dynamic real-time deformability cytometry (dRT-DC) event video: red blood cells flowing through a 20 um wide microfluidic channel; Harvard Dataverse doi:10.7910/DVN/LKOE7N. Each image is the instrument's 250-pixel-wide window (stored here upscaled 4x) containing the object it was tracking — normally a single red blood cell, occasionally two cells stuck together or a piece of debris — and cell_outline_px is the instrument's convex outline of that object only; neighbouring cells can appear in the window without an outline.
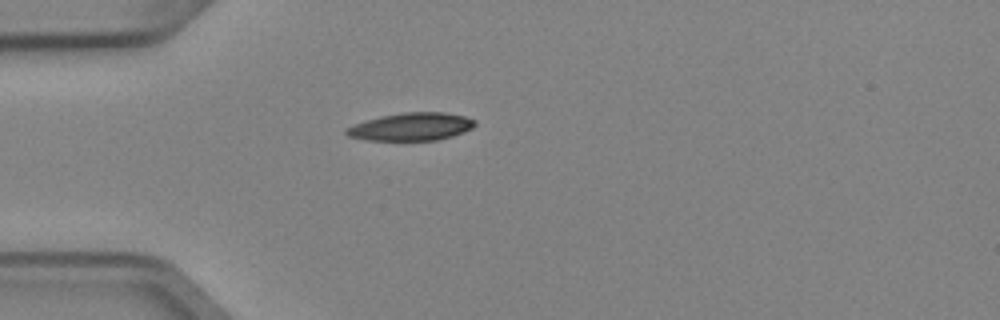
{"species": "Egyptian fruit bat (a non-hibernating species)", "species_latin": "Rousettus aegyptiacus", "temperature_condition": "cold", "stored_images_in_passage": 5, "camera_frame_rate_fps": 3000, "um_per_image_px": 0.085, "animal": {"sex": "female"}, "frame": {"image": 1, "passage_image": 5, "time_ms": 1.333, "image_size_px": [1000, 320], "cell_outline_px": [[476, 124], [472, 128], [464, 132], [452, 136], [436, 140], [368, 140], [348, 136], [344, 132], [344, 128], [380, 116], [404, 112], [444, 112], [464, 116], [476, 120]], "centroid_in_image_um": [34.97, 10.77], "position_along_channel_um": 50.0, "area_um2": 20.75}}